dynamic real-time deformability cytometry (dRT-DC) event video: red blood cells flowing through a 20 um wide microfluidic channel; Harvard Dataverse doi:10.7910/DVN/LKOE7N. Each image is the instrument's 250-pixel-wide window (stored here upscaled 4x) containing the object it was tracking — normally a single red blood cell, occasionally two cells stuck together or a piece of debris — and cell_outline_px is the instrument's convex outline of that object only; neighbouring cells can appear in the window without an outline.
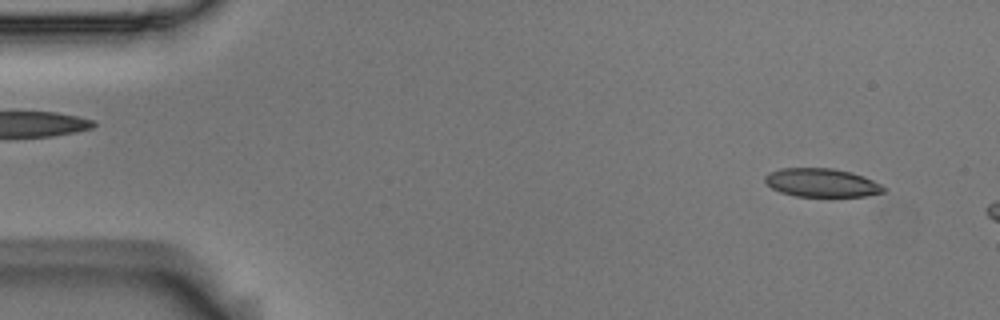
{"species": "Egyptian fruit bat (a non-hibernating species)", "species_latin": "Rousettus aegyptiacus", "temperature_condition": "room temperature", "stored_images_in_passage": 9, "camera_frame_rate_fps": 3000, "um_per_image_px": 0.085, "animal": {"sex": "male"}, "frame": {"image": 1, "passage_image": 3, "time_ms": 0.667, "image_size_px": [1000, 320], "cell_outline_px": [[888, 188], [884, 192], [864, 196], [796, 196], [780, 192], [772, 188], [764, 180], [764, 176], [768, 172], [780, 168], [832, 168], [852, 172], [864, 176]], "centroid_in_image_um": [69.84, 15.52], "position_along_channel_um": 15.2, "area_um2": 19.77}}